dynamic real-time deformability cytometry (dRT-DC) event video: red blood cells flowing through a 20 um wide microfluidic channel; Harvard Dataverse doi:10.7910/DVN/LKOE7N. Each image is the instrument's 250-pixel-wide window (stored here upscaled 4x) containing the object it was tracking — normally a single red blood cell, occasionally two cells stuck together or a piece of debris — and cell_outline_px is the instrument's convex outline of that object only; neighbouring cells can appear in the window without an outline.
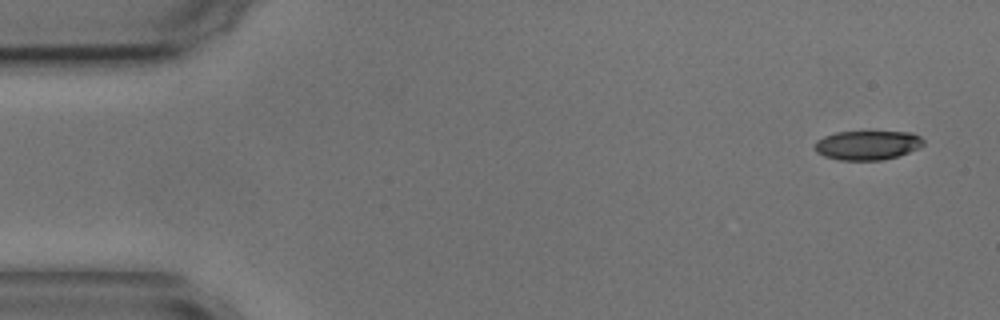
{"species": "common noctule bat (a hibernating species)", "species_latin": "Nyctalus noctula", "temperature_condition": "cold", "stored_images_in_passage": 7, "camera_frame_rate_fps": 3000, "um_per_image_px": 0.085, "animal": {"sex": "male", "body_mass_g": 17.9, "forearm_length_mm": 54.2}, "frame": {"image": 1, "passage_image": 1, "time_ms": 0.0, "image_size_px": [1000, 320], "cell_outline_px": [[924, 144], [920, 148], [896, 156], [880, 160], [840, 160], [824, 156], [816, 152], [816, 140], [824, 136], [836, 132], [912, 132], [920, 136], [924, 140]], "centroid_in_image_um": [73.75, 12.33], "position_along_channel_um": 11.3, "area_um2": 18.44}}
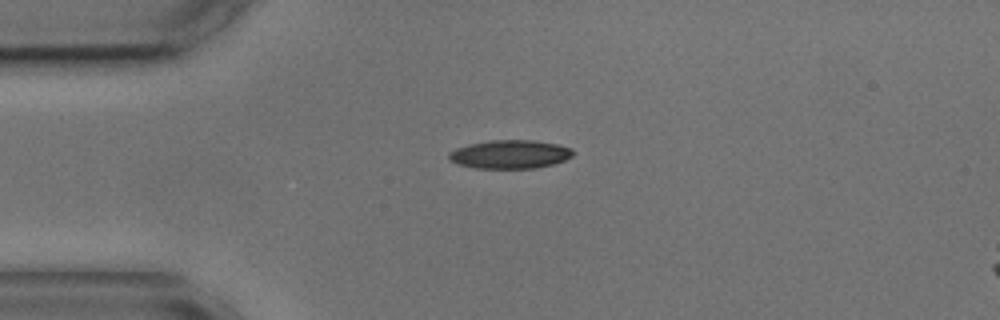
{"frame": {"image": 2, "passage_image": 4, "time_ms": 3.333, "image_size_px": [1000, 320], "cell_outline_px": [[572, 156], [564, 160], [552, 164], [536, 168], [476, 168], [460, 164], [452, 160], [448, 156], [448, 152], [456, 148], [468, 144], [492, 140], [536, 140], [556, 144], [572, 148]], "centroid_in_image_um": [43.35, 13.1], "position_along_channel_um": 41.6, "area_um2": 20.46}}